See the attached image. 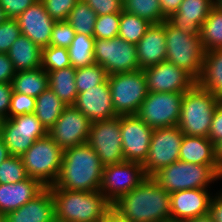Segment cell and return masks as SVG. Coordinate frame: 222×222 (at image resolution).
<instances>
[{
	"label": "cell",
	"mask_w": 222,
	"mask_h": 222,
	"mask_svg": "<svg viewBox=\"0 0 222 222\" xmlns=\"http://www.w3.org/2000/svg\"><path fill=\"white\" fill-rule=\"evenodd\" d=\"M112 207L130 222L171 221L170 193L152 176L122 195Z\"/></svg>",
	"instance_id": "1"
},
{
	"label": "cell",
	"mask_w": 222,
	"mask_h": 222,
	"mask_svg": "<svg viewBox=\"0 0 222 222\" xmlns=\"http://www.w3.org/2000/svg\"><path fill=\"white\" fill-rule=\"evenodd\" d=\"M103 165L87 143L63 150L59 176L53 186L71 191H99Z\"/></svg>",
	"instance_id": "2"
},
{
	"label": "cell",
	"mask_w": 222,
	"mask_h": 222,
	"mask_svg": "<svg viewBox=\"0 0 222 222\" xmlns=\"http://www.w3.org/2000/svg\"><path fill=\"white\" fill-rule=\"evenodd\" d=\"M49 189L55 203L56 222H99L112 208L100 191Z\"/></svg>",
	"instance_id": "3"
},
{
	"label": "cell",
	"mask_w": 222,
	"mask_h": 222,
	"mask_svg": "<svg viewBox=\"0 0 222 222\" xmlns=\"http://www.w3.org/2000/svg\"><path fill=\"white\" fill-rule=\"evenodd\" d=\"M152 177L171 194L185 189H207L208 184L222 178V169L218 164H194L177 160Z\"/></svg>",
	"instance_id": "4"
},
{
	"label": "cell",
	"mask_w": 222,
	"mask_h": 222,
	"mask_svg": "<svg viewBox=\"0 0 222 222\" xmlns=\"http://www.w3.org/2000/svg\"><path fill=\"white\" fill-rule=\"evenodd\" d=\"M220 101L196 83L184 92L177 126L184 135L208 137L214 110Z\"/></svg>",
	"instance_id": "5"
},
{
	"label": "cell",
	"mask_w": 222,
	"mask_h": 222,
	"mask_svg": "<svg viewBox=\"0 0 222 222\" xmlns=\"http://www.w3.org/2000/svg\"><path fill=\"white\" fill-rule=\"evenodd\" d=\"M166 62L190 74L196 81L202 73L205 50L200 34H189L165 20Z\"/></svg>",
	"instance_id": "6"
},
{
	"label": "cell",
	"mask_w": 222,
	"mask_h": 222,
	"mask_svg": "<svg viewBox=\"0 0 222 222\" xmlns=\"http://www.w3.org/2000/svg\"><path fill=\"white\" fill-rule=\"evenodd\" d=\"M28 177L44 187L53 186L60 173L63 150L47 134L37 139L21 156Z\"/></svg>",
	"instance_id": "7"
},
{
	"label": "cell",
	"mask_w": 222,
	"mask_h": 222,
	"mask_svg": "<svg viewBox=\"0 0 222 222\" xmlns=\"http://www.w3.org/2000/svg\"><path fill=\"white\" fill-rule=\"evenodd\" d=\"M107 80L116 115L136 114L148 93L144 71L112 74Z\"/></svg>",
	"instance_id": "8"
},
{
	"label": "cell",
	"mask_w": 222,
	"mask_h": 222,
	"mask_svg": "<svg viewBox=\"0 0 222 222\" xmlns=\"http://www.w3.org/2000/svg\"><path fill=\"white\" fill-rule=\"evenodd\" d=\"M94 60L106 70L108 75L140 69L136 44L126 42L120 37L95 39Z\"/></svg>",
	"instance_id": "9"
},
{
	"label": "cell",
	"mask_w": 222,
	"mask_h": 222,
	"mask_svg": "<svg viewBox=\"0 0 222 222\" xmlns=\"http://www.w3.org/2000/svg\"><path fill=\"white\" fill-rule=\"evenodd\" d=\"M184 93L148 92L136 115L153 130L178 125Z\"/></svg>",
	"instance_id": "10"
},
{
	"label": "cell",
	"mask_w": 222,
	"mask_h": 222,
	"mask_svg": "<svg viewBox=\"0 0 222 222\" xmlns=\"http://www.w3.org/2000/svg\"><path fill=\"white\" fill-rule=\"evenodd\" d=\"M183 137L184 134L177 125L153 130L148 156L142 164L147 176H153L162 168L179 160Z\"/></svg>",
	"instance_id": "11"
},
{
	"label": "cell",
	"mask_w": 222,
	"mask_h": 222,
	"mask_svg": "<svg viewBox=\"0 0 222 222\" xmlns=\"http://www.w3.org/2000/svg\"><path fill=\"white\" fill-rule=\"evenodd\" d=\"M146 177L143 165L137 162L123 161L106 165L102 170L99 191L113 204L122 195L137 187Z\"/></svg>",
	"instance_id": "12"
},
{
	"label": "cell",
	"mask_w": 222,
	"mask_h": 222,
	"mask_svg": "<svg viewBox=\"0 0 222 222\" xmlns=\"http://www.w3.org/2000/svg\"><path fill=\"white\" fill-rule=\"evenodd\" d=\"M87 144L97 153L103 166L125 161L122 151L120 116L92 122Z\"/></svg>",
	"instance_id": "13"
},
{
	"label": "cell",
	"mask_w": 222,
	"mask_h": 222,
	"mask_svg": "<svg viewBox=\"0 0 222 222\" xmlns=\"http://www.w3.org/2000/svg\"><path fill=\"white\" fill-rule=\"evenodd\" d=\"M47 134L48 132L33 113L5 119L1 138L10 155L21 156L37 139Z\"/></svg>",
	"instance_id": "14"
},
{
	"label": "cell",
	"mask_w": 222,
	"mask_h": 222,
	"mask_svg": "<svg viewBox=\"0 0 222 222\" xmlns=\"http://www.w3.org/2000/svg\"><path fill=\"white\" fill-rule=\"evenodd\" d=\"M92 122L74 106H67L48 135L62 149L87 143Z\"/></svg>",
	"instance_id": "15"
},
{
	"label": "cell",
	"mask_w": 222,
	"mask_h": 222,
	"mask_svg": "<svg viewBox=\"0 0 222 222\" xmlns=\"http://www.w3.org/2000/svg\"><path fill=\"white\" fill-rule=\"evenodd\" d=\"M120 131L125 161L143 164L148 156L153 129L133 114L120 116Z\"/></svg>",
	"instance_id": "16"
},
{
	"label": "cell",
	"mask_w": 222,
	"mask_h": 222,
	"mask_svg": "<svg viewBox=\"0 0 222 222\" xmlns=\"http://www.w3.org/2000/svg\"><path fill=\"white\" fill-rule=\"evenodd\" d=\"M148 92H180L190 90L197 81L174 64L162 62L143 70Z\"/></svg>",
	"instance_id": "17"
},
{
	"label": "cell",
	"mask_w": 222,
	"mask_h": 222,
	"mask_svg": "<svg viewBox=\"0 0 222 222\" xmlns=\"http://www.w3.org/2000/svg\"><path fill=\"white\" fill-rule=\"evenodd\" d=\"M16 20L22 35L27 36L41 48L49 46L51 32L56 20L52 19L46 12L41 0L29 6Z\"/></svg>",
	"instance_id": "18"
},
{
	"label": "cell",
	"mask_w": 222,
	"mask_h": 222,
	"mask_svg": "<svg viewBox=\"0 0 222 222\" xmlns=\"http://www.w3.org/2000/svg\"><path fill=\"white\" fill-rule=\"evenodd\" d=\"M73 106L87 116L91 122L117 117L107 79L98 86L78 93Z\"/></svg>",
	"instance_id": "19"
},
{
	"label": "cell",
	"mask_w": 222,
	"mask_h": 222,
	"mask_svg": "<svg viewBox=\"0 0 222 222\" xmlns=\"http://www.w3.org/2000/svg\"><path fill=\"white\" fill-rule=\"evenodd\" d=\"M211 200L208 189H185L171 193V221L184 222L208 213Z\"/></svg>",
	"instance_id": "20"
},
{
	"label": "cell",
	"mask_w": 222,
	"mask_h": 222,
	"mask_svg": "<svg viewBox=\"0 0 222 222\" xmlns=\"http://www.w3.org/2000/svg\"><path fill=\"white\" fill-rule=\"evenodd\" d=\"M140 69L144 70L166 61L165 21L151 24L141 40L136 44Z\"/></svg>",
	"instance_id": "21"
},
{
	"label": "cell",
	"mask_w": 222,
	"mask_h": 222,
	"mask_svg": "<svg viewBox=\"0 0 222 222\" xmlns=\"http://www.w3.org/2000/svg\"><path fill=\"white\" fill-rule=\"evenodd\" d=\"M7 222H56L55 203L49 188L17 210L5 214Z\"/></svg>",
	"instance_id": "22"
},
{
	"label": "cell",
	"mask_w": 222,
	"mask_h": 222,
	"mask_svg": "<svg viewBox=\"0 0 222 222\" xmlns=\"http://www.w3.org/2000/svg\"><path fill=\"white\" fill-rule=\"evenodd\" d=\"M213 6L208 0H183L178 10L172 13L167 21L189 34H200L202 24Z\"/></svg>",
	"instance_id": "23"
},
{
	"label": "cell",
	"mask_w": 222,
	"mask_h": 222,
	"mask_svg": "<svg viewBox=\"0 0 222 222\" xmlns=\"http://www.w3.org/2000/svg\"><path fill=\"white\" fill-rule=\"evenodd\" d=\"M45 188L38 180L30 177L17 183L0 184V214L19 209Z\"/></svg>",
	"instance_id": "24"
},
{
	"label": "cell",
	"mask_w": 222,
	"mask_h": 222,
	"mask_svg": "<svg viewBox=\"0 0 222 222\" xmlns=\"http://www.w3.org/2000/svg\"><path fill=\"white\" fill-rule=\"evenodd\" d=\"M16 72L34 70L42 65V48L27 36H19L8 51Z\"/></svg>",
	"instance_id": "25"
},
{
	"label": "cell",
	"mask_w": 222,
	"mask_h": 222,
	"mask_svg": "<svg viewBox=\"0 0 222 222\" xmlns=\"http://www.w3.org/2000/svg\"><path fill=\"white\" fill-rule=\"evenodd\" d=\"M179 160L194 164H218L215 145L208 137L184 135Z\"/></svg>",
	"instance_id": "26"
},
{
	"label": "cell",
	"mask_w": 222,
	"mask_h": 222,
	"mask_svg": "<svg viewBox=\"0 0 222 222\" xmlns=\"http://www.w3.org/2000/svg\"><path fill=\"white\" fill-rule=\"evenodd\" d=\"M197 84L222 100V48L205 52Z\"/></svg>",
	"instance_id": "27"
},
{
	"label": "cell",
	"mask_w": 222,
	"mask_h": 222,
	"mask_svg": "<svg viewBox=\"0 0 222 222\" xmlns=\"http://www.w3.org/2000/svg\"><path fill=\"white\" fill-rule=\"evenodd\" d=\"M11 84L14 92L36 98L49 87V77L48 73L40 67L16 72Z\"/></svg>",
	"instance_id": "28"
},
{
	"label": "cell",
	"mask_w": 222,
	"mask_h": 222,
	"mask_svg": "<svg viewBox=\"0 0 222 222\" xmlns=\"http://www.w3.org/2000/svg\"><path fill=\"white\" fill-rule=\"evenodd\" d=\"M66 107L67 105L48 87L36 97L34 114L48 132L57 122Z\"/></svg>",
	"instance_id": "29"
},
{
	"label": "cell",
	"mask_w": 222,
	"mask_h": 222,
	"mask_svg": "<svg viewBox=\"0 0 222 222\" xmlns=\"http://www.w3.org/2000/svg\"><path fill=\"white\" fill-rule=\"evenodd\" d=\"M47 73L49 77V88L65 105L73 106L78 95L75 83L76 69L69 66Z\"/></svg>",
	"instance_id": "30"
},
{
	"label": "cell",
	"mask_w": 222,
	"mask_h": 222,
	"mask_svg": "<svg viewBox=\"0 0 222 222\" xmlns=\"http://www.w3.org/2000/svg\"><path fill=\"white\" fill-rule=\"evenodd\" d=\"M200 39L205 52L222 48V10L216 5L202 24Z\"/></svg>",
	"instance_id": "31"
},
{
	"label": "cell",
	"mask_w": 222,
	"mask_h": 222,
	"mask_svg": "<svg viewBox=\"0 0 222 222\" xmlns=\"http://www.w3.org/2000/svg\"><path fill=\"white\" fill-rule=\"evenodd\" d=\"M94 41L93 36L76 33L70 44L68 54L71 66L75 69L91 66L94 60Z\"/></svg>",
	"instance_id": "32"
},
{
	"label": "cell",
	"mask_w": 222,
	"mask_h": 222,
	"mask_svg": "<svg viewBox=\"0 0 222 222\" xmlns=\"http://www.w3.org/2000/svg\"><path fill=\"white\" fill-rule=\"evenodd\" d=\"M96 19L97 13L83 0H79L66 21L76 33L93 36Z\"/></svg>",
	"instance_id": "33"
},
{
	"label": "cell",
	"mask_w": 222,
	"mask_h": 222,
	"mask_svg": "<svg viewBox=\"0 0 222 222\" xmlns=\"http://www.w3.org/2000/svg\"><path fill=\"white\" fill-rule=\"evenodd\" d=\"M152 23L126 11L120 13L118 37L126 42L137 44Z\"/></svg>",
	"instance_id": "34"
},
{
	"label": "cell",
	"mask_w": 222,
	"mask_h": 222,
	"mask_svg": "<svg viewBox=\"0 0 222 222\" xmlns=\"http://www.w3.org/2000/svg\"><path fill=\"white\" fill-rule=\"evenodd\" d=\"M123 10L137 15L152 24L167 20L163 15L159 0H124Z\"/></svg>",
	"instance_id": "35"
},
{
	"label": "cell",
	"mask_w": 222,
	"mask_h": 222,
	"mask_svg": "<svg viewBox=\"0 0 222 222\" xmlns=\"http://www.w3.org/2000/svg\"><path fill=\"white\" fill-rule=\"evenodd\" d=\"M108 77L106 70L99 64L77 68L75 83L77 93L85 92L90 88L102 84Z\"/></svg>",
	"instance_id": "36"
},
{
	"label": "cell",
	"mask_w": 222,
	"mask_h": 222,
	"mask_svg": "<svg viewBox=\"0 0 222 222\" xmlns=\"http://www.w3.org/2000/svg\"><path fill=\"white\" fill-rule=\"evenodd\" d=\"M71 66L67 48L46 46L42 48V65L46 72L61 70Z\"/></svg>",
	"instance_id": "37"
},
{
	"label": "cell",
	"mask_w": 222,
	"mask_h": 222,
	"mask_svg": "<svg viewBox=\"0 0 222 222\" xmlns=\"http://www.w3.org/2000/svg\"><path fill=\"white\" fill-rule=\"evenodd\" d=\"M28 178L20 156H9L0 165V184L17 183Z\"/></svg>",
	"instance_id": "38"
},
{
	"label": "cell",
	"mask_w": 222,
	"mask_h": 222,
	"mask_svg": "<svg viewBox=\"0 0 222 222\" xmlns=\"http://www.w3.org/2000/svg\"><path fill=\"white\" fill-rule=\"evenodd\" d=\"M120 13L97 16L93 37L95 39H111L118 37Z\"/></svg>",
	"instance_id": "39"
},
{
	"label": "cell",
	"mask_w": 222,
	"mask_h": 222,
	"mask_svg": "<svg viewBox=\"0 0 222 222\" xmlns=\"http://www.w3.org/2000/svg\"><path fill=\"white\" fill-rule=\"evenodd\" d=\"M50 46L68 48L75 37V30L66 21H56L51 32Z\"/></svg>",
	"instance_id": "40"
},
{
	"label": "cell",
	"mask_w": 222,
	"mask_h": 222,
	"mask_svg": "<svg viewBox=\"0 0 222 222\" xmlns=\"http://www.w3.org/2000/svg\"><path fill=\"white\" fill-rule=\"evenodd\" d=\"M18 21L8 18L0 24V53H8L14 41L21 36Z\"/></svg>",
	"instance_id": "41"
},
{
	"label": "cell",
	"mask_w": 222,
	"mask_h": 222,
	"mask_svg": "<svg viewBox=\"0 0 222 222\" xmlns=\"http://www.w3.org/2000/svg\"><path fill=\"white\" fill-rule=\"evenodd\" d=\"M35 105L36 98L13 91L9 107V118L24 114H33Z\"/></svg>",
	"instance_id": "42"
},
{
	"label": "cell",
	"mask_w": 222,
	"mask_h": 222,
	"mask_svg": "<svg viewBox=\"0 0 222 222\" xmlns=\"http://www.w3.org/2000/svg\"><path fill=\"white\" fill-rule=\"evenodd\" d=\"M46 12L56 21L67 20L69 13L79 0H41Z\"/></svg>",
	"instance_id": "43"
},
{
	"label": "cell",
	"mask_w": 222,
	"mask_h": 222,
	"mask_svg": "<svg viewBox=\"0 0 222 222\" xmlns=\"http://www.w3.org/2000/svg\"><path fill=\"white\" fill-rule=\"evenodd\" d=\"M96 13L97 16L121 13L123 11L122 0H83Z\"/></svg>",
	"instance_id": "44"
},
{
	"label": "cell",
	"mask_w": 222,
	"mask_h": 222,
	"mask_svg": "<svg viewBox=\"0 0 222 222\" xmlns=\"http://www.w3.org/2000/svg\"><path fill=\"white\" fill-rule=\"evenodd\" d=\"M36 1L38 0H0V5L8 18L16 19Z\"/></svg>",
	"instance_id": "45"
},
{
	"label": "cell",
	"mask_w": 222,
	"mask_h": 222,
	"mask_svg": "<svg viewBox=\"0 0 222 222\" xmlns=\"http://www.w3.org/2000/svg\"><path fill=\"white\" fill-rule=\"evenodd\" d=\"M208 138L214 145L222 140V100L214 110Z\"/></svg>",
	"instance_id": "46"
},
{
	"label": "cell",
	"mask_w": 222,
	"mask_h": 222,
	"mask_svg": "<svg viewBox=\"0 0 222 222\" xmlns=\"http://www.w3.org/2000/svg\"><path fill=\"white\" fill-rule=\"evenodd\" d=\"M13 93L11 83H0V116L9 118V107Z\"/></svg>",
	"instance_id": "47"
},
{
	"label": "cell",
	"mask_w": 222,
	"mask_h": 222,
	"mask_svg": "<svg viewBox=\"0 0 222 222\" xmlns=\"http://www.w3.org/2000/svg\"><path fill=\"white\" fill-rule=\"evenodd\" d=\"M16 71L7 53H0V83H11Z\"/></svg>",
	"instance_id": "48"
},
{
	"label": "cell",
	"mask_w": 222,
	"mask_h": 222,
	"mask_svg": "<svg viewBox=\"0 0 222 222\" xmlns=\"http://www.w3.org/2000/svg\"><path fill=\"white\" fill-rule=\"evenodd\" d=\"M216 195L212 196L209 213L214 222H222V192Z\"/></svg>",
	"instance_id": "49"
},
{
	"label": "cell",
	"mask_w": 222,
	"mask_h": 222,
	"mask_svg": "<svg viewBox=\"0 0 222 222\" xmlns=\"http://www.w3.org/2000/svg\"><path fill=\"white\" fill-rule=\"evenodd\" d=\"M163 15L168 18L176 12L183 0H159Z\"/></svg>",
	"instance_id": "50"
},
{
	"label": "cell",
	"mask_w": 222,
	"mask_h": 222,
	"mask_svg": "<svg viewBox=\"0 0 222 222\" xmlns=\"http://www.w3.org/2000/svg\"><path fill=\"white\" fill-rule=\"evenodd\" d=\"M99 222H130L123 218L116 210L115 208H111L102 218Z\"/></svg>",
	"instance_id": "51"
},
{
	"label": "cell",
	"mask_w": 222,
	"mask_h": 222,
	"mask_svg": "<svg viewBox=\"0 0 222 222\" xmlns=\"http://www.w3.org/2000/svg\"><path fill=\"white\" fill-rule=\"evenodd\" d=\"M184 222H214L211 214L208 212L206 214L197 216L195 218H190L185 220Z\"/></svg>",
	"instance_id": "52"
},
{
	"label": "cell",
	"mask_w": 222,
	"mask_h": 222,
	"mask_svg": "<svg viewBox=\"0 0 222 222\" xmlns=\"http://www.w3.org/2000/svg\"><path fill=\"white\" fill-rule=\"evenodd\" d=\"M9 156H11L9 154L8 148L5 145L4 141L2 138H0V165L1 163L6 160Z\"/></svg>",
	"instance_id": "53"
},
{
	"label": "cell",
	"mask_w": 222,
	"mask_h": 222,
	"mask_svg": "<svg viewBox=\"0 0 222 222\" xmlns=\"http://www.w3.org/2000/svg\"><path fill=\"white\" fill-rule=\"evenodd\" d=\"M215 150L218 166L222 169V140L215 145Z\"/></svg>",
	"instance_id": "54"
},
{
	"label": "cell",
	"mask_w": 222,
	"mask_h": 222,
	"mask_svg": "<svg viewBox=\"0 0 222 222\" xmlns=\"http://www.w3.org/2000/svg\"><path fill=\"white\" fill-rule=\"evenodd\" d=\"M7 19H8V17L6 15V13L4 12V9L0 5V24L3 23L4 21H6Z\"/></svg>",
	"instance_id": "55"
},
{
	"label": "cell",
	"mask_w": 222,
	"mask_h": 222,
	"mask_svg": "<svg viewBox=\"0 0 222 222\" xmlns=\"http://www.w3.org/2000/svg\"><path fill=\"white\" fill-rule=\"evenodd\" d=\"M4 121H5V118L0 116V138H1V133H2V128H3Z\"/></svg>",
	"instance_id": "56"
},
{
	"label": "cell",
	"mask_w": 222,
	"mask_h": 222,
	"mask_svg": "<svg viewBox=\"0 0 222 222\" xmlns=\"http://www.w3.org/2000/svg\"><path fill=\"white\" fill-rule=\"evenodd\" d=\"M216 6L222 10V0H218Z\"/></svg>",
	"instance_id": "57"
},
{
	"label": "cell",
	"mask_w": 222,
	"mask_h": 222,
	"mask_svg": "<svg viewBox=\"0 0 222 222\" xmlns=\"http://www.w3.org/2000/svg\"><path fill=\"white\" fill-rule=\"evenodd\" d=\"M0 222H7L6 218H5V215L0 214Z\"/></svg>",
	"instance_id": "58"
},
{
	"label": "cell",
	"mask_w": 222,
	"mask_h": 222,
	"mask_svg": "<svg viewBox=\"0 0 222 222\" xmlns=\"http://www.w3.org/2000/svg\"><path fill=\"white\" fill-rule=\"evenodd\" d=\"M208 1H210L213 5H216L218 2V0H208Z\"/></svg>",
	"instance_id": "59"
}]
</instances>
